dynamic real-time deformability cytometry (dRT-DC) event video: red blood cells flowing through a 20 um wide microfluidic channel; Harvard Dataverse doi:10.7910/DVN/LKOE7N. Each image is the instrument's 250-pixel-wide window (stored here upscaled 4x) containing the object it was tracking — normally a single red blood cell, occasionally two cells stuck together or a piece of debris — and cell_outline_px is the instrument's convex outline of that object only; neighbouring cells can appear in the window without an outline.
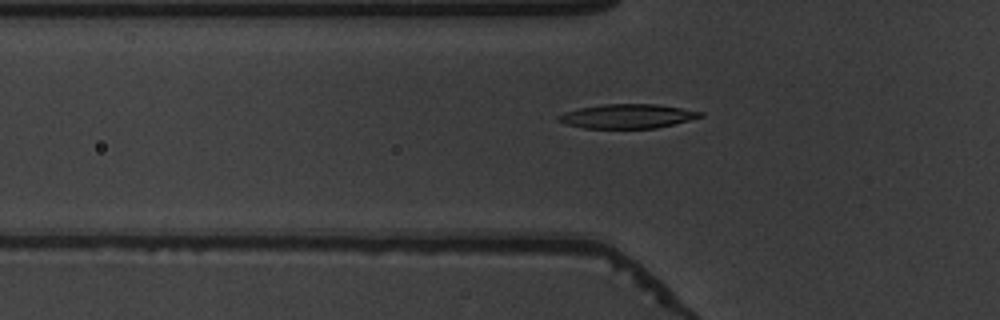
{"species": "common noctule bat (a hibernating species)", "species_latin": "Nyctalus noctula", "temperature_condition": "warm", "stored_images_in_passage": 33, "camera_frame_rate_fps": 3000, "um_per_image_px": 0.085, "animal": {"sex": "male", "body_mass_g": 19.5, "forearm_length_mm": 54.6}, "frame": {"image": 1, "passage_image": 4, "time_ms": 1.0, "image_size_px": [1000, 320], "cell_outline_px": [[704, 116], [656, 128], [584, 128], [568, 124], [556, 120], [556, 116], [564, 112], [580, 108], [604, 104], [656, 104], [704, 112]], "centroid_in_image_um": [53.31, 9.87], "position_along_channel_um": 72.5, "area_um2": 19.83}}
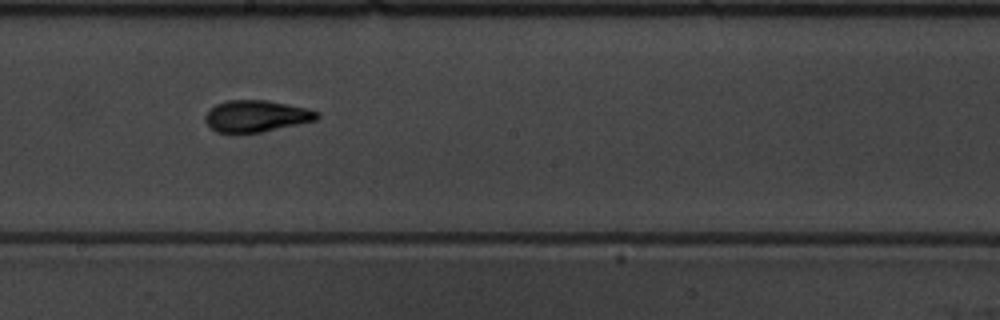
{"frame": {"image": 2, "passage_image": 16, "time_ms": 5.0, "image_size_px": [1000, 320], "cell_outline_px": [[320, 116], [316, 120], [260, 132], [236, 136], [216, 132], [204, 120], [204, 116], [216, 104], [228, 100], [268, 100], [308, 108], [320, 112]], "centroid_in_image_um": [21.76, 9.89], "position_along_channel_um": 226.4, "area_um2": 21.04}}
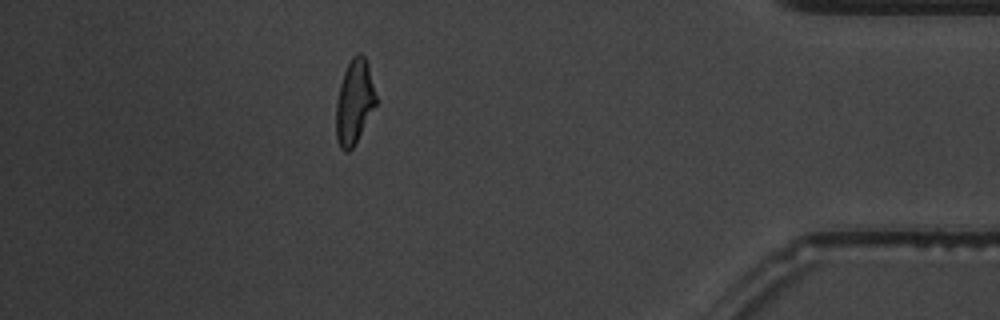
{"frame": {"image": 3, "passage_image": 33, "time_ms": 10.667, "image_size_px": [1000, 320], "cell_outline_px": [[376, 104], [352, 148], [348, 152], [344, 152], [340, 148], [336, 140], [336, 104], [340, 84], [344, 72], [352, 56], [356, 52], [360, 52], [364, 56], [368, 64], [376, 96]], "centroid_in_image_um": [30.1, 8.65], "position_along_channel_um": 405.1, "area_um2": 19.42}, "authors_computed_cell_mechanics": {"area_um2": 20.23, "velocity_mm_per_s": 3.8492, "shape_relaxation_time_tau1_ms": 4.8949, "shape_relaxation_time_tau2_ms": 1.3053, "deformation_change_tau1": 0.1753, "deformation_change_tau2": 0.091}}